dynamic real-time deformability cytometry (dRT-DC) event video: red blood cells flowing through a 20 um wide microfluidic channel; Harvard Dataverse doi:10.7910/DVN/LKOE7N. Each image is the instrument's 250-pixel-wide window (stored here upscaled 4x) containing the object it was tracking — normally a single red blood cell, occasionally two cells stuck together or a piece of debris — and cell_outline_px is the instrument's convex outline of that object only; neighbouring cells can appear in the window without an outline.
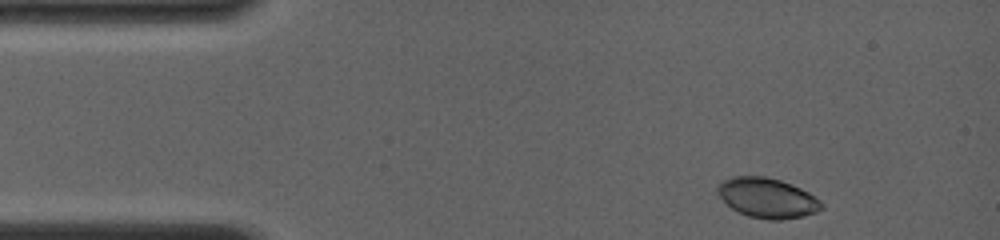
{"species": "common noctule bat (a hibernating species)", "species_latin": "Nyctalus noctula", "temperature_condition": "room temperature", "stored_images_in_passage": 7, "camera_frame_rate_fps": 4000, "um_per_image_px": 0.085, "animal": {"sex": "female", "body_mass_g": 19.0, "forearm_length_mm": 56.7}, "frame": {"image": 1, "passage_image": 1, "time_ms": 0.0, "image_size_px": [1000, 240], "cell_outline_px": [[824, 208], [816, 212], [804, 216], [780, 220], [768, 220], [748, 216], [732, 208], [716, 192], [716, 184], [732, 176], [764, 176], [780, 180], [792, 184], [808, 192], [820, 200], [824, 204]], "centroid_in_image_um": [65.23, 16.82], "position_along_channel_um": 19.8, "area_um2": 24.28}}
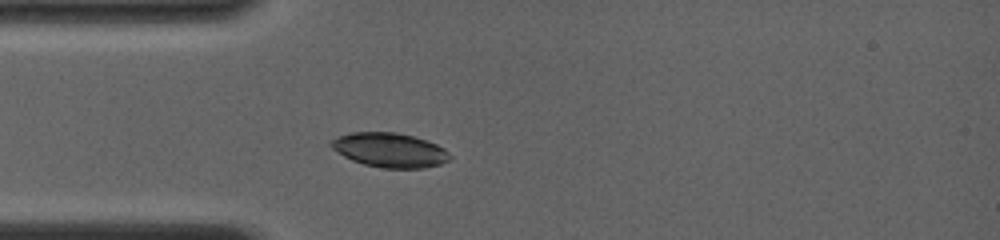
{"frame": {"image": 2, "passage_image": 5, "time_ms": 2.5, "image_size_px": [1000, 240], "cell_outline_px": [[452, 156], [448, 160], [440, 164], [424, 168], [384, 168], [364, 164], [352, 160], [344, 156], [332, 148], [328, 144], [332, 140], [340, 136], [352, 132], [396, 132], [412, 136], [436, 144], [444, 148]], "centroid_in_image_um": [33.13, 12.76], "position_along_channel_um": 51.9, "area_um2": 23.58}}
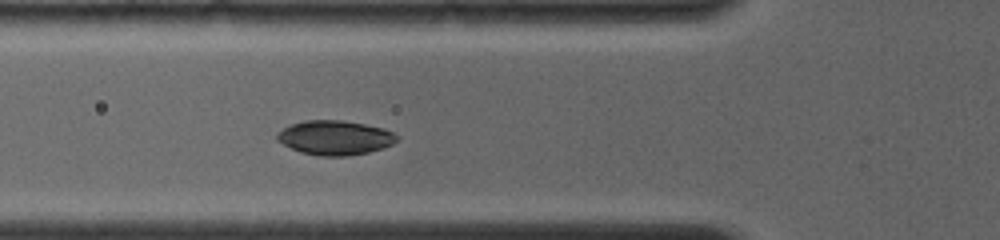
{"frame": {"image": 3, "passage_image": 7, "time_ms": 3.75, "image_size_px": [1000, 240], "cell_outline_px": [[396, 140], [392, 144], [384, 148], [368, 152], [348, 156], [320, 156], [300, 152], [276, 140], [276, 136], [284, 128], [292, 124], [304, 120], [340, 120], [364, 124], [384, 128], [392, 132], [396, 136]], "centroid_in_image_um": [28.47, 11.71], "position_along_channel_um": 97.3, "area_um2": 23.81}}